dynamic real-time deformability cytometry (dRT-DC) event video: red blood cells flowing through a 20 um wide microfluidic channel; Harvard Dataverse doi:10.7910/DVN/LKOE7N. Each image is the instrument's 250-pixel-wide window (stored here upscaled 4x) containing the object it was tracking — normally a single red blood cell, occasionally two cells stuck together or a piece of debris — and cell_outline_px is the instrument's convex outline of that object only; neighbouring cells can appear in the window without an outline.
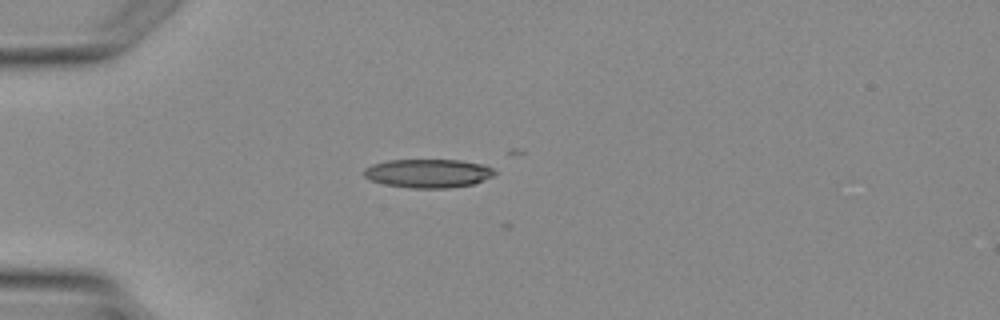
{"species": "Egyptian fruit bat (a non-hibernating species)", "species_latin": "Rousettus aegyptiacus", "temperature_condition": "warm", "stored_images_in_passage": 1, "camera_frame_rate_fps": 3000, "um_per_image_px": 0.085, "animal": {"sex": "female"}, "frame": {"image": 1, "passage_image": 1, "time_ms": 0.0, "image_size_px": [1000, 320], "cell_outline_px": [[496, 176], [472, 184], [448, 188], [412, 188], [384, 184], [368, 180], [364, 176], [364, 168], [372, 164], [388, 160], [460, 160], [484, 164], [492, 168], [496, 172]], "centroid_in_image_um": [36.4, 14.73], "position_along_channel_um": 48.6, "area_um2": 22.02}}